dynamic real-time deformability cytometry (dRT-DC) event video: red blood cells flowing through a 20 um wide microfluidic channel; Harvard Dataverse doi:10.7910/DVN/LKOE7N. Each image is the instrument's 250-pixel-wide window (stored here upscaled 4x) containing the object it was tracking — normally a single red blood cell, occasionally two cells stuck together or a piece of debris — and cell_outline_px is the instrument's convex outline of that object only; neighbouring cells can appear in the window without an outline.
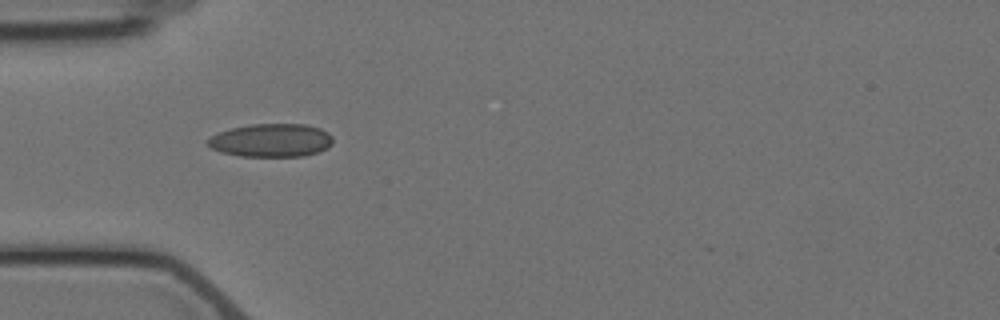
{"species": "Egyptian fruit bat (a non-hibernating species)", "species_latin": "Rousettus aegyptiacus", "temperature_condition": "cold", "stored_images_in_passage": 13, "camera_frame_rate_fps": 3000, "um_per_image_px": 0.085, "animal": {"sex": "female"}, "frame": {"image": 1, "passage_image": 4, "time_ms": 4.333, "image_size_px": [1000, 320], "cell_outline_px": [[332, 144], [328, 148], [320, 152], [304, 156], [240, 156], [220, 152], [212, 148], [208, 144], [208, 140], [212, 136], [220, 132], [232, 128], [252, 124], [308, 124], [320, 128], [328, 132], [332, 136]], "centroid_in_image_um": [23.11, 11.93], "position_along_channel_um": 61.9, "area_um2": 24.28}}
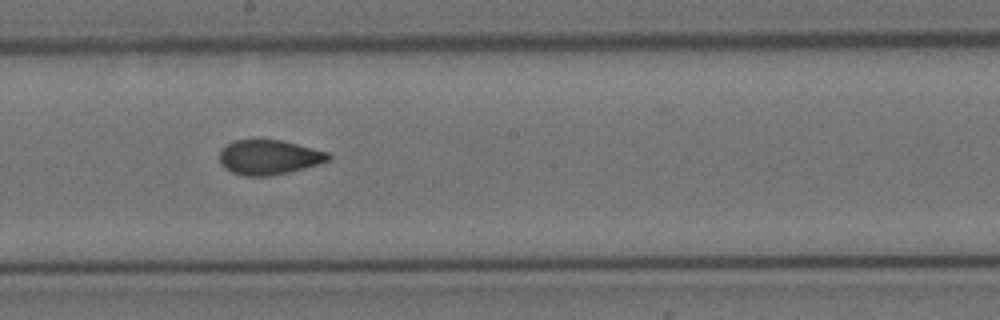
{"frame": {"image": 2, "passage_image": 8, "time_ms": 9.0, "image_size_px": [1000, 320], "cell_outline_px": [[332, 156], [328, 160], [304, 168], [288, 172], [268, 176], [244, 176], [232, 172], [224, 168], [220, 164], [220, 148], [232, 140], [280, 140], [328, 152]], "centroid_in_image_um": [22.8, 13.36], "position_along_channel_um": 225.4, "area_um2": 21.91}}
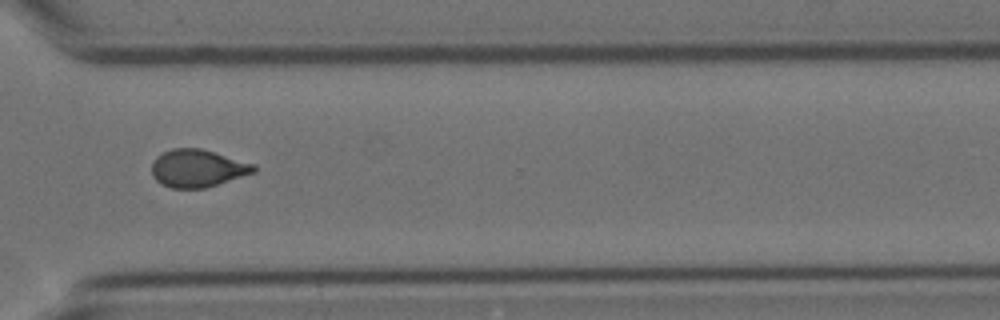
{"frame": {"image": 3, "passage_image": 11, "time_ms": 12.667, "image_size_px": [1000, 320], "cell_outline_px": [[256, 172], [204, 188], [172, 188], [160, 184], [152, 176], [152, 160], [156, 156], [172, 148], [200, 148], [256, 164]], "centroid_in_image_um": [16.78, 14.3], "position_along_channel_um": 353.8, "area_um2": 22.43}}